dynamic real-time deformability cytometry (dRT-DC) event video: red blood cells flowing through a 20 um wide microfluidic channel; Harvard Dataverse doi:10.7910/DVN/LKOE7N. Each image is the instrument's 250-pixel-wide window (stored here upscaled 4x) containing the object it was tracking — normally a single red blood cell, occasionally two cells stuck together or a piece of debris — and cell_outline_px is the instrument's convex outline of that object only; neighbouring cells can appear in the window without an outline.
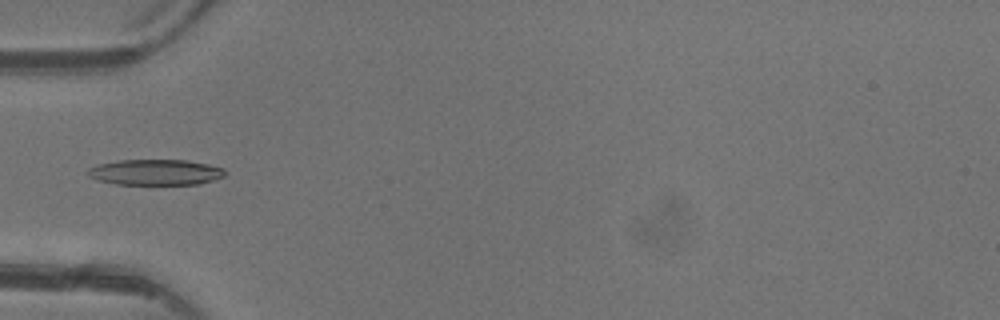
{"species": "common noctule bat (a hibernating species)", "species_latin": "Nyctalus noctula", "temperature_condition": "warm", "stored_images_in_passage": 1, "camera_frame_rate_fps": 3000, "um_per_image_px": 0.085, "animal": {"sex": "female"}, "frame": {"image": 1, "passage_image": 1, "time_ms": 0.0, "image_size_px": [1000, 320], "cell_outline_px": [[224, 176], [200, 184], [116, 184], [100, 180], [88, 176], [88, 168], [100, 164], [120, 160], [188, 160], [208, 164], [224, 168]], "centroid_in_image_um": [13.24, 14.63], "position_along_channel_um": 71.8, "area_um2": 20.35}}